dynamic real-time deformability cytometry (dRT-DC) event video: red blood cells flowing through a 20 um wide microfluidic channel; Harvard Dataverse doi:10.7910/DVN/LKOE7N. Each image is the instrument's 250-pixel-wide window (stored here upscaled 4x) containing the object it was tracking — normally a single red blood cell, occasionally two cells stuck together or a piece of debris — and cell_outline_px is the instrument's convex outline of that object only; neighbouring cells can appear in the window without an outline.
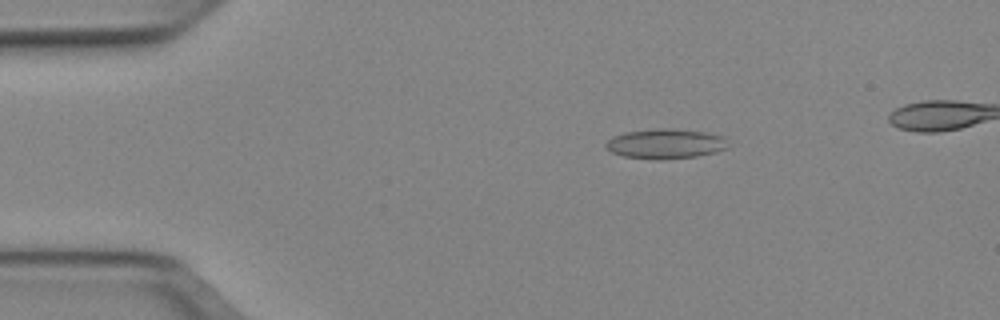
{"species": "Egyptian fruit bat (a non-hibernating species)", "species_latin": "Rousettus aegyptiacus", "temperature_condition": "cold", "stored_images_in_passage": 47, "camera_frame_rate_fps": 3000, "um_per_image_px": 0.085, "animal": {"sex": "female"}, "frame": {"image": 1, "passage_image": 8, "time_ms": 2.333, "image_size_px": [1000, 320], "cell_outline_px": [[728, 148], [716, 152], [696, 156], [660, 160], [656, 160], [624, 156], [612, 152], [604, 148], [604, 144], [612, 136], [624, 132], [656, 128], [672, 128], [704, 132], [724, 136]], "centroid_in_image_um": [56.53, 12.21], "position_along_channel_um": 28.5, "area_um2": 21.44}}
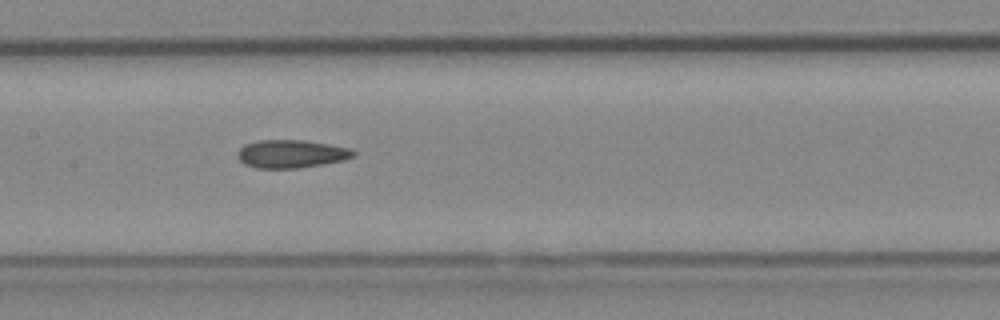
{"frame": {"image": 2, "passage_image": 24, "time_ms": 7.667, "image_size_px": [1000, 320], "cell_outline_px": [[356, 156], [344, 160], [296, 168], [256, 168], [244, 164], [236, 156], [236, 152], [244, 144], [260, 140], [304, 140], [328, 144], [348, 148], [356, 152]], "centroid_in_image_um": [24.72, 13.07], "position_along_channel_um": 182.7, "area_um2": 18.9}}
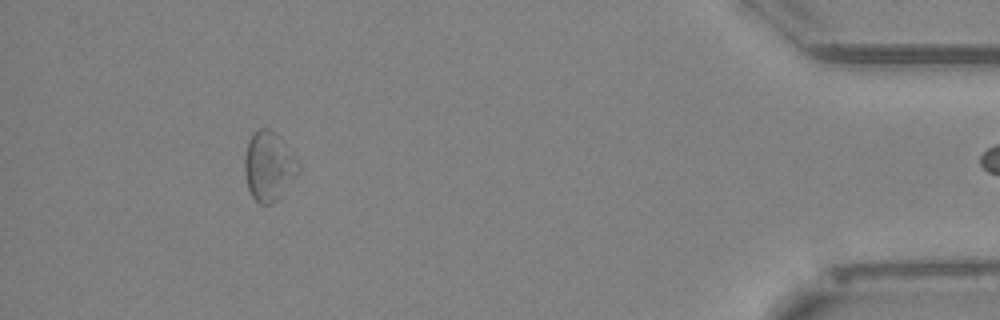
{"frame": {"image": 3, "passage_image": 46, "time_ms": 15.0, "image_size_px": [1000, 320], "cell_outline_px": [[300, 172], [280, 196], [272, 204], [260, 204], [252, 196], [248, 188], [244, 172], [244, 156], [248, 140], [256, 128], [268, 128], [276, 132], [292, 152], [300, 164]], "centroid_in_image_um": [22.84, 14.1], "position_along_channel_um": 412.4, "area_um2": 21.96}}